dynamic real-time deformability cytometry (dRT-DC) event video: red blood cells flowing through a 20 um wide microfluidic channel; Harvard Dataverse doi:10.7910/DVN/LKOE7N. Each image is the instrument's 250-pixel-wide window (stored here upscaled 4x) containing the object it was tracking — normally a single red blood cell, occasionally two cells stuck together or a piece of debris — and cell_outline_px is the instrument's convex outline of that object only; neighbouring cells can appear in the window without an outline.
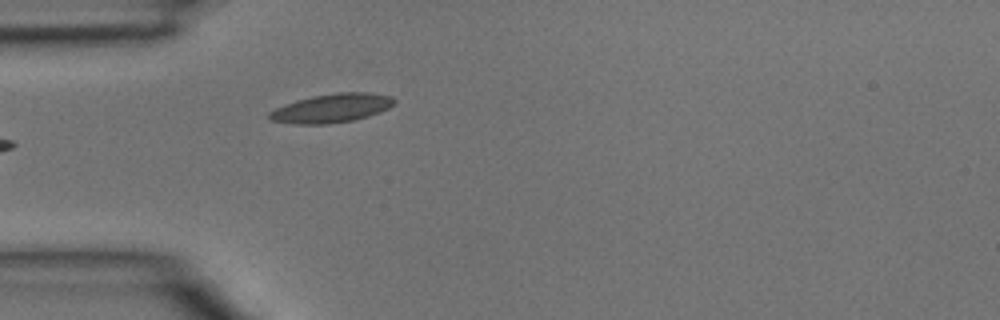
{"species": "common noctule bat (a hibernating species)", "species_latin": "Nyctalus noctula", "temperature_condition": "room temperature", "stored_images_in_passage": 2, "camera_frame_rate_fps": 3000, "um_per_image_px": 0.085, "animal": {"sex": "male", "body_mass_g": 15.6}, "frame": {"image": 1, "passage_image": 2, "time_ms": 0.333, "image_size_px": [1000, 320], "cell_outline_px": [[396, 104], [380, 112], [368, 116], [352, 120], [328, 124], [292, 124], [268, 120], [268, 112], [276, 108], [296, 100], [312, 96], [336, 92], [368, 92], [392, 96], [396, 100]], "centroid_in_image_um": [28.19, 9.19], "position_along_channel_um": 56.8, "area_um2": 21.15}}